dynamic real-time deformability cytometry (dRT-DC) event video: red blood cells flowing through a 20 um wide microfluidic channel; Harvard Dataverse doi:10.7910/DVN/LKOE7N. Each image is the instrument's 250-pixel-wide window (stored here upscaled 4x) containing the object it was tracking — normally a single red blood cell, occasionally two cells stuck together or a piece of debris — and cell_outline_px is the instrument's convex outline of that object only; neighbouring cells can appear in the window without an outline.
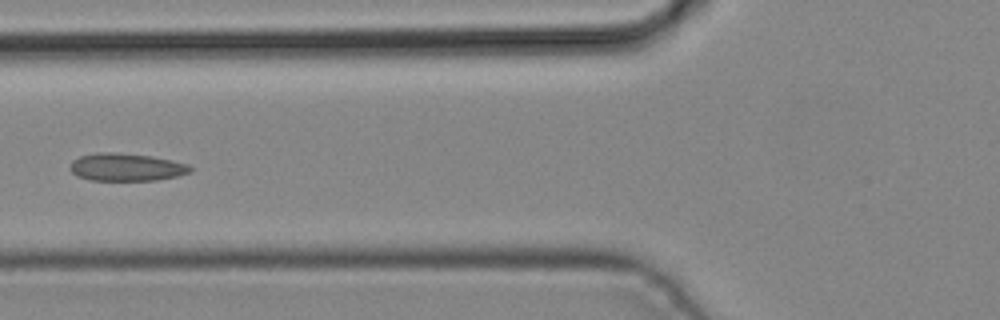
{"species": "common noctule bat (a hibernating species)", "species_latin": "Nyctalus noctula", "temperature_condition": "cold", "stored_images_in_passage": 4, "camera_frame_rate_fps": 3000, "um_per_image_px": 0.085, "animal": {"sex": "male", "body_mass_g": 19.2, "forearm_length_mm": 51.8}, "frame": {"image": 1, "passage_image": 4, "time_ms": 1.0, "image_size_px": [1000, 320], "cell_outline_px": [[192, 172], [176, 176], [156, 180], [88, 180], [76, 176], [68, 168], [72, 160], [80, 156], [96, 152], [116, 152], [152, 156], [172, 160], [188, 164], [192, 168]], "centroid_in_image_um": [10.7, 14.2], "position_along_channel_um": 115.1, "area_um2": 19.59}}